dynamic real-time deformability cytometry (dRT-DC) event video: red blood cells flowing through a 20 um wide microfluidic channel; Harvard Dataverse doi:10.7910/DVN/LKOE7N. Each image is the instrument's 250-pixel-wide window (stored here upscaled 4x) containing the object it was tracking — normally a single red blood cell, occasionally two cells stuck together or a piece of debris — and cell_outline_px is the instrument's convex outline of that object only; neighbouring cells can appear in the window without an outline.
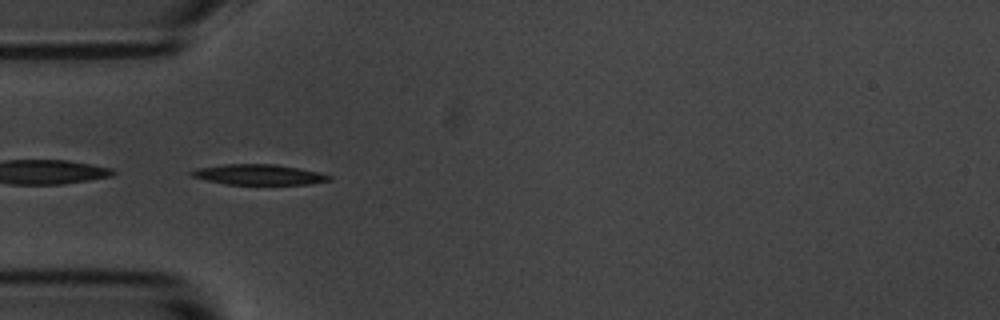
{"species": "common noctule bat (a hibernating species)", "species_latin": "Nyctalus noctula", "temperature_condition": "room temperature", "stored_images_in_passage": 3, "camera_frame_rate_fps": 3000, "um_per_image_px": 0.085, "animal": {"sex": "male", "body_mass_g": 20.1, "forearm_length_mm": 53.5}, "frame": {"image": 1, "passage_image": 2, "time_ms": 1.333, "image_size_px": [1000, 320], "cell_outline_px": [[332, 180], [308, 184], [228, 184], [208, 180], [192, 176], [188, 172], [196, 168], [224, 164], [276, 164], [320, 172], [332, 176]], "centroid_in_image_um": [22.02, 14.83], "position_along_channel_um": 63.0, "area_um2": 16.3}}